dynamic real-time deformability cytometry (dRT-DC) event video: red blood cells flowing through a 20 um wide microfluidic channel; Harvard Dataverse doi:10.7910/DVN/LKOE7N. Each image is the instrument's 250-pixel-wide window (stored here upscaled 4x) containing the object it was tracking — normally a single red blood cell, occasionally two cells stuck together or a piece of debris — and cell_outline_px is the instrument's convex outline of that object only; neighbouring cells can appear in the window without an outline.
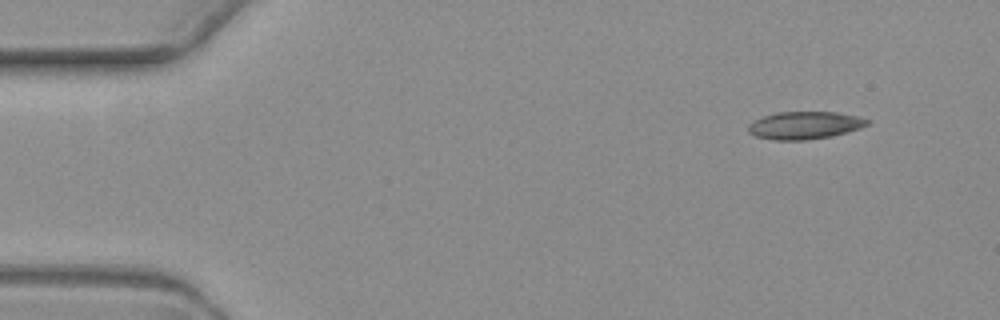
{"species": "common noctule bat (a hibernating species)", "species_latin": "Nyctalus noctula", "temperature_condition": "warm", "stored_images_in_passage": 4, "camera_frame_rate_fps": 3000, "um_per_image_px": 0.085, "animal": {"sex": "female", "body_mass_g": 19.3, "forearm_length_mm": 54.1}, "frame": {"image": 1, "passage_image": 1, "time_ms": 0.0, "image_size_px": [1000, 320], "cell_outline_px": [[872, 120], [868, 124], [860, 128], [848, 132], [832, 136], [804, 140], [776, 140], [756, 136], [748, 132], [748, 124], [764, 116], [776, 112], [836, 112], [860, 116]], "centroid_in_image_um": [68.44, 10.64], "position_along_channel_um": 16.6, "area_um2": 19.19}}
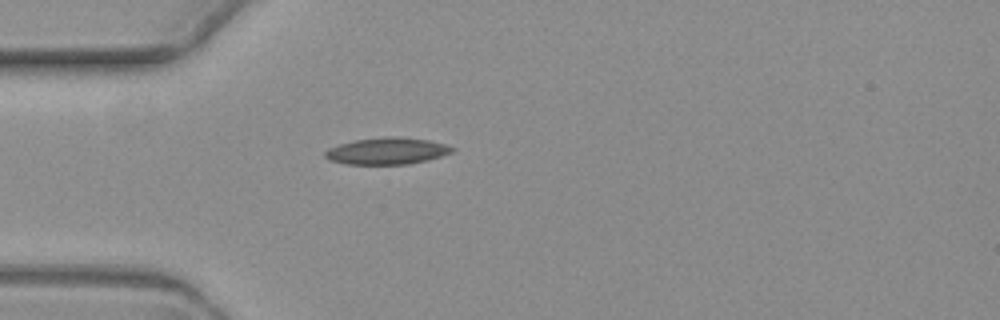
{"frame": {"image": 2, "passage_image": 4, "time_ms": 3.667, "image_size_px": [1000, 320], "cell_outline_px": [[456, 148], [452, 152], [428, 160], [408, 164], [344, 164], [328, 160], [324, 156], [324, 152], [328, 148], [340, 144], [356, 140], [392, 136], [396, 136], [428, 140], [444, 144]], "centroid_in_image_um": [32.87, 12.84], "position_along_channel_um": 52.1, "area_um2": 19.71}}